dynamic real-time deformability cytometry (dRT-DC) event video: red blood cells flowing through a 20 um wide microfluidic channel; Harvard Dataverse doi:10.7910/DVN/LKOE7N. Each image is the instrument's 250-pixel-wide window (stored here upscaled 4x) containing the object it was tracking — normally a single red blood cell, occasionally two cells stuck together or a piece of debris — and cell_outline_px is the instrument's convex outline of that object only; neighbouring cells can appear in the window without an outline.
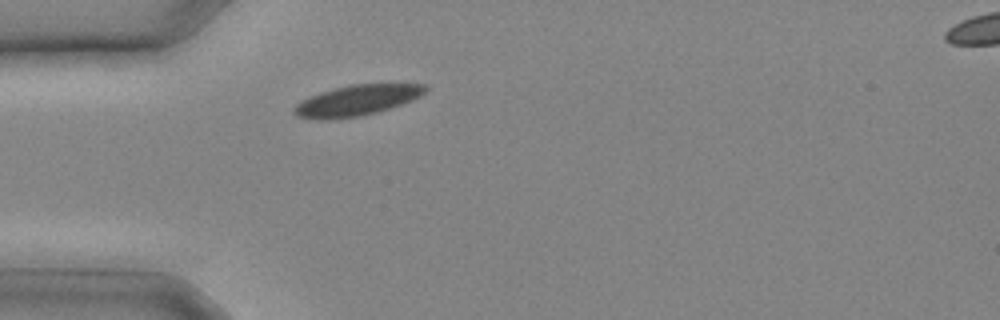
{"species": "common noctule bat (a hibernating species)", "species_latin": "Nyctalus noctula", "temperature_condition": "cold", "stored_images_in_passage": 16, "camera_frame_rate_fps": 3000, "um_per_image_px": 0.085, "animal": {"sex": "male", "body_mass_g": 20.4}, "frame": {"image": 1, "passage_image": 1, "time_ms": 0.0, "image_size_px": [1000, 320], "cell_outline_px": [[428, 88], [420, 96], [412, 100], [376, 112], [360, 116], [328, 120], [316, 120], [296, 116], [292, 112], [292, 108], [296, 104], [320, 92], [352, 84], [428, 84]], "centroid_in_image_um": [30.3, 8.54], "position_along_channel_um": 54.7, "area_um2": 23.24}}
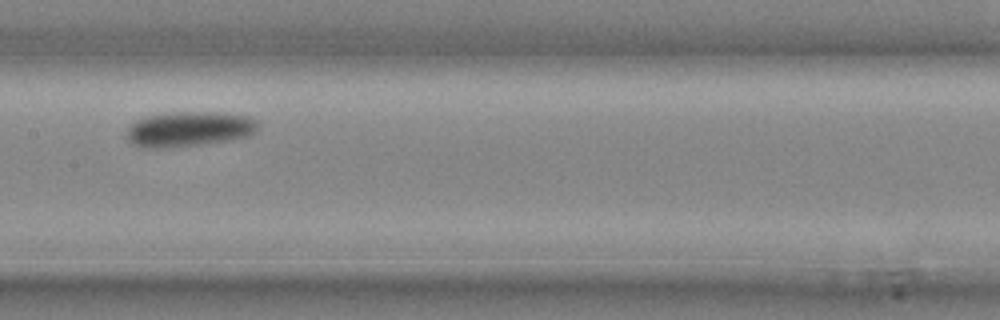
{"frame": {"image": 2, "passage_image": 7, "time_ms": 2.0, "image_size_px": [1000, 320], "cell_outline_px": [[256, 132], [248, 136], [228, 140], [200, 144], [164, 148], [140, 148], [132, 144], [128, 140], [128, 128], [136, 120], [144, 116], [172, 112], [228, 112], [248, 116], [256, 120]], "centroid_in_image_um": [16.05, 10.96], "position_along_channel_um": 191.3, "area_um2": 26.93}}
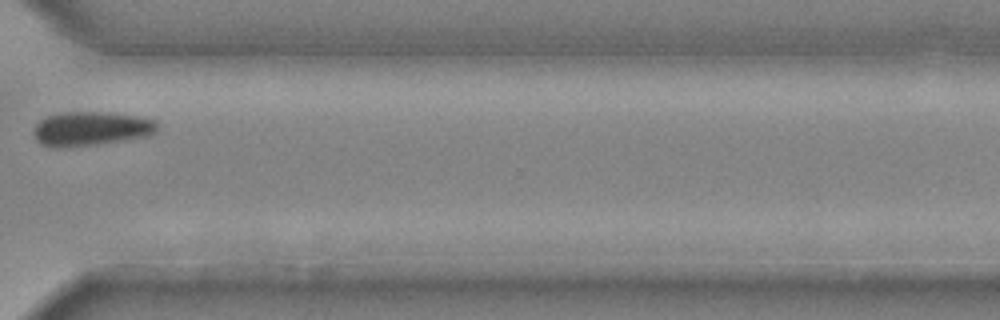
{"frame": {"image": 3, "passage_image": 14, "time_ms": 4.333, "image_size_px": [1000, 320], "cell_outline_px": [[156, 132], [148, 136], [100, 144], [60, 148], [48, 148], [40, 144], [36, 140], [36, 124], [40, 120], [48, 116], [64, 112], [108, 112], [136, 116], [156, 120]], "centroid_in_image_um": [7.73, 10.95], "position_along_channel_um": 362.9, "area_um2": 24.62}}